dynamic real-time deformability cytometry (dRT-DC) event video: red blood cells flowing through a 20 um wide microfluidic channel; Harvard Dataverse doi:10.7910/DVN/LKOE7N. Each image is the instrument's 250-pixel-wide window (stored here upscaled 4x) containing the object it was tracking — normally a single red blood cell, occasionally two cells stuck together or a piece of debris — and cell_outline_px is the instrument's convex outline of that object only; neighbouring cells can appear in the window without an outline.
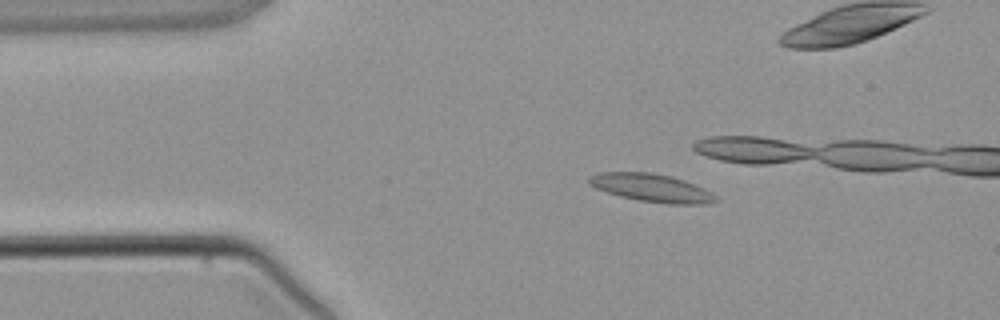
{"species": "common noctule bat (a hibernating species)", "species_latin": "Nyctalus noctula", "temperature_condition": "warm", "stored_images_in_passage": 4, "camera_frame_rate_fps": 3000, "um_per_image_px": 0.085, "animal": {"sex": "male", "body_mass_g": 21.5, "forearm_length_mm": 52.0}, "frame": {"image": 1, "passage_image": 2, "time_ms": 1.333, "image_size_px": [1000, 320], "cell_outline_px": [[720, 200], [708, 204], [668, 204], [640, 200], [620, 196], [596, 188], [588, 184], [588, 176], [600, 172], [652, 172], [672, 176], [684, 180], [704, 188], [712, 192]], "centroid_in_image_um": [55.41, 15.96], "position_along_channel_um": 29.6, "area_um2": 20.81}}